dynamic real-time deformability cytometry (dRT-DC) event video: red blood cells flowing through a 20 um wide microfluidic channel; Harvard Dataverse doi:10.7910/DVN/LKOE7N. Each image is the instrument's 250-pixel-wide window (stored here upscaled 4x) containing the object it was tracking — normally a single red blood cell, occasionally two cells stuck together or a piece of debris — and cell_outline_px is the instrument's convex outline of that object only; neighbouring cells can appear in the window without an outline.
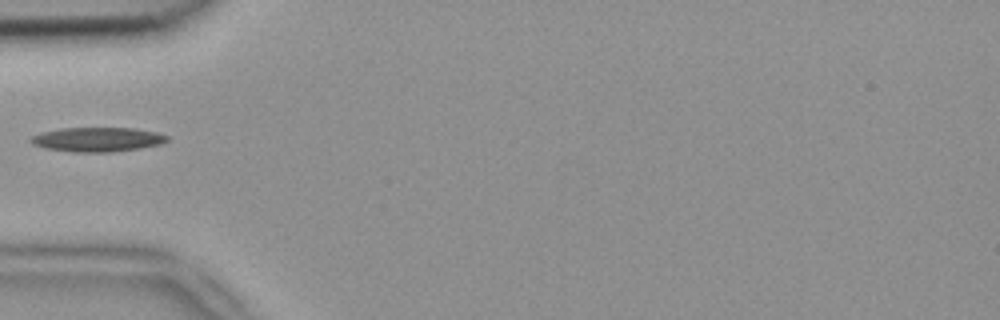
{"species": "common noctule bat (a hibernating species)", "species_latin": "Nyctalus noctula", "temperature_condition": "room temperature", "stored_images_in_passage": 3, "camera_frame_rate_fps": 3000, "um_per_image_px": 0.085, "animal": {"sex": "female", "body_mass_g": 18.4}, "frame": {"image": 1, "passage_image": 2, "time_ms": 0.333, "image_size_px": [1000, 320], "cell_outline_px": [[168, 140], [160, 144], [140, 148], [112, 152], [72, 152], [44, 148], [32, 144], [28, 140], [32, 136], [44, 132], [60, 128], [132, 128], [156, 132], [168, 136]], "centroid_in_image_um": [8.26, 11.86], "position_along_channel_um": 76.7, "area_um2": 19.31}}